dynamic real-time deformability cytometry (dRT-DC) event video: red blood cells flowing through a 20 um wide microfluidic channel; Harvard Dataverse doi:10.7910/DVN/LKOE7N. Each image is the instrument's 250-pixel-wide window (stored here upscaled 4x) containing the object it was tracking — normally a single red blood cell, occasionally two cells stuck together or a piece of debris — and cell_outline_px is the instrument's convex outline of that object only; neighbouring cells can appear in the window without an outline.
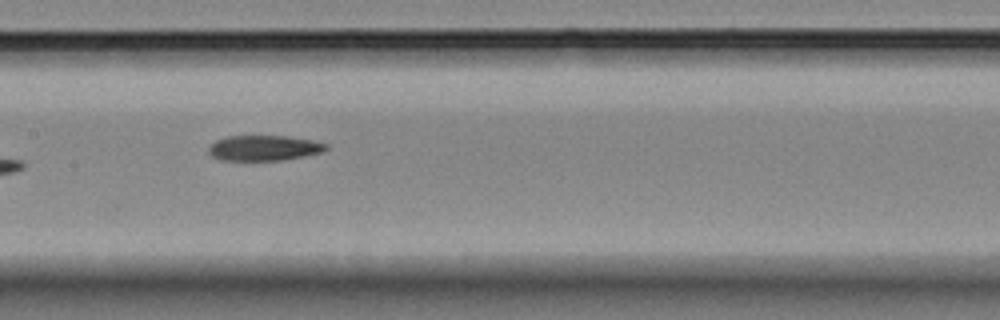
{"species": "Egyptian fruit bat (a non-hibernating species)", "species_latin": "Rousettus aegyptiacus", "temperature_condition": "room temperature", "stored_images_in_passage": 8, "camera_frame_rate_fps": 3000, "um_per_image_px": 0.085, "animal": {"sex": "female"}, "frame": {"image": 1, "passage_image": 8, "time_ms": 8.667, "image_size_px": [1000, 320], "cell_outline_px": [[328, 148], [324, 152], [284, 160], [220, 160], [212, 156], [208, 152], [208, 148], [216, 140], [228, 136], [288, 136], [312, 140], [328, 144]], "centroid_in_image_um": [22.46, 12.58], "position_along_channel_um": 184.9, "area_um2": 17.4}}